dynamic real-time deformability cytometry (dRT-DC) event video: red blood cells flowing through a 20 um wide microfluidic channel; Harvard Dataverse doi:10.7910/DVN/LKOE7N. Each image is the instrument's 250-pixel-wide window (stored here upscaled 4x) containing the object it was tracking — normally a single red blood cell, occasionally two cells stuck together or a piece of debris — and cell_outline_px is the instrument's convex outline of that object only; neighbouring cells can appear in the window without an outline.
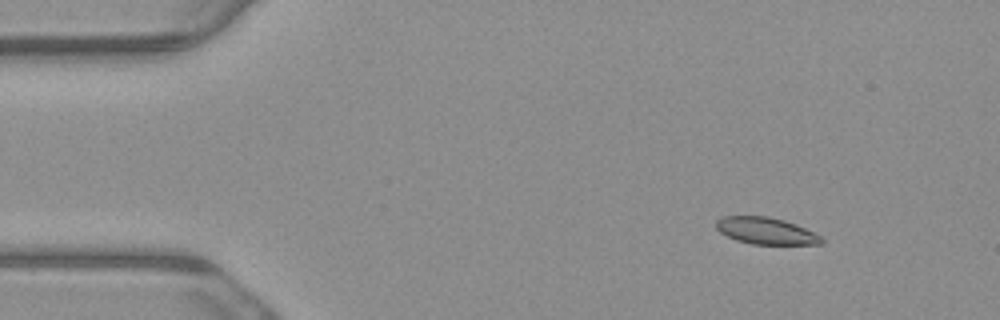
{"species": "common noctule bat (a hibernating species)", "species_latin": "Nyctalus noctula", "temperature_condition": "warm", "stored_images_in_passage": 4, "camera_frame_rate_fps": 3000, "um_per_image_px": 0.085, "animal": {"sex": "male", "body_mass_g": 23.1, "forearm_length_mm": 52.7}, "frame": {"image": 1, "passage_image": 2, "time_ms": 0.333, "image_size_px": [1000, 320], "cell_outline_px": [[824, 244], [752, 244], [736, 240], [720, 232], [716, 228], [716, 220], [724, 216], [768, 216], [784, 220], [796, 224], [824, 236]], "centroid_in_image_um": [65.15, 19.62], "position_along_channel_um": 19.8, "area_um2": 16.59}}